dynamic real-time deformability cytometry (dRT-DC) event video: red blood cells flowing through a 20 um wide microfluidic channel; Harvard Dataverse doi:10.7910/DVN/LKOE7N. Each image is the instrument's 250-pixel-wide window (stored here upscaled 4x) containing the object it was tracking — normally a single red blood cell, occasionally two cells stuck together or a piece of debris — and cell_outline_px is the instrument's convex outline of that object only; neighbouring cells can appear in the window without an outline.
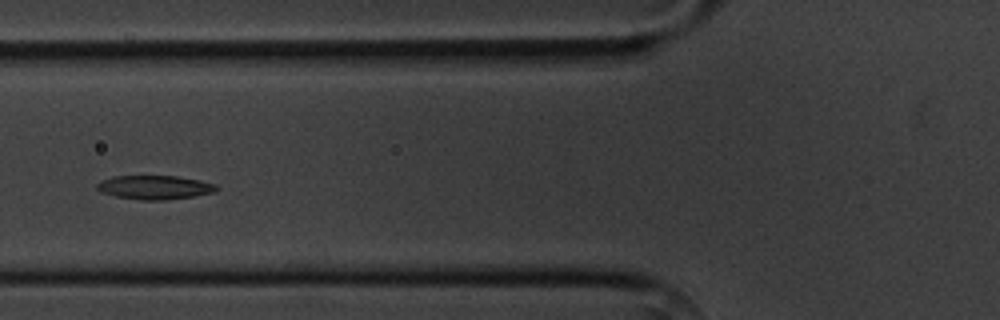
{"species": "common noctule bat (a hibernating species)", "species_latin": "Nyctalus noctula", "temperature_condition": "cold", "stored_images_in_passage": 9, "camera_frame_rate_fps": 3000, "um_per_image_px": 0.085, "animal": {"sex": "male", "body_mass_g": 20.1, "forearm_length_mm": 53.5}, "frame": {"image": 1, "passage_image": 4, "time_ms": 3.667, "image_size_px": [1000, 320], "cell_outline_px": [[220, 188], [216, 192], [196, 196], [164, 200], [140, 200], [116, 196], [100, 192], [96, 188], [96, 184], [100, 180], [112, 176], [176, 176], [200, 180], [216, 184]], "centroid_in_image_um": [13.16, 15.92], "position_along_channel_um": 112.6, "area_um2": 16.88}}
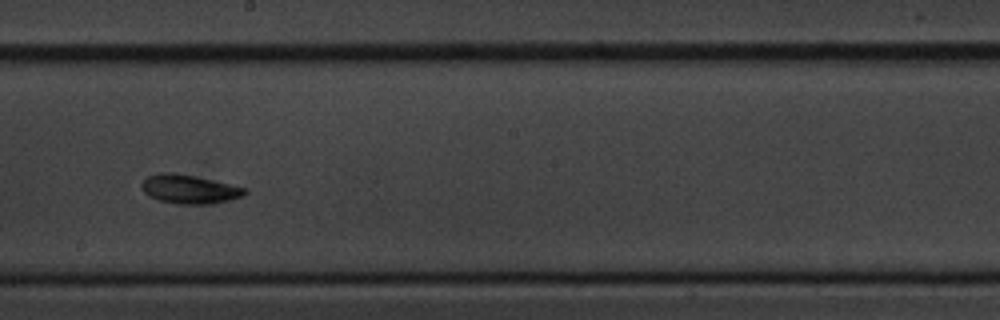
{"frame": {"image": 2, "passage_image": 7, "time_ms": 7.0, "image_size_px": [1000, 320], "cell_outline_px": [[248, 192], [244, 196], [212, 204], [176, 204], [160, 200], [148, 196], [140, 188], [140, 184], [148, 176], [160, 172], [172, 172], [212, 180], [248, 188]], "centroid_in_image_um": [16.09, 16.09], "position_along_channel_um": 232.1, "area_um2": 17.4}}
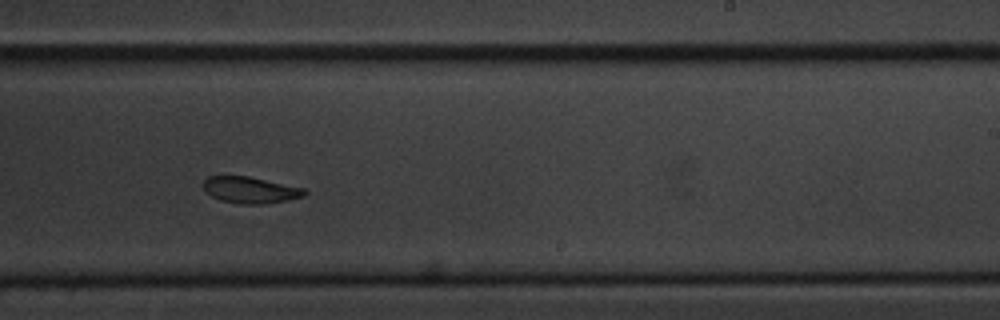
{"frame": {"image": 3, "passage_image": 8, "time_ms": 8.0, "image_size_px": [1000, 320], "cell_outline_px": [[308, 192], [304, 196], [288, 200], [264, 204], [240, 204], [220, 200], [204, 192], [204, 180], [208, 176], [248, 176], [304, 188]], "centroid_in_image_um": [21.27, 16.15], "position_along_channel_um": 267.7, "area_um2": 15.61}}